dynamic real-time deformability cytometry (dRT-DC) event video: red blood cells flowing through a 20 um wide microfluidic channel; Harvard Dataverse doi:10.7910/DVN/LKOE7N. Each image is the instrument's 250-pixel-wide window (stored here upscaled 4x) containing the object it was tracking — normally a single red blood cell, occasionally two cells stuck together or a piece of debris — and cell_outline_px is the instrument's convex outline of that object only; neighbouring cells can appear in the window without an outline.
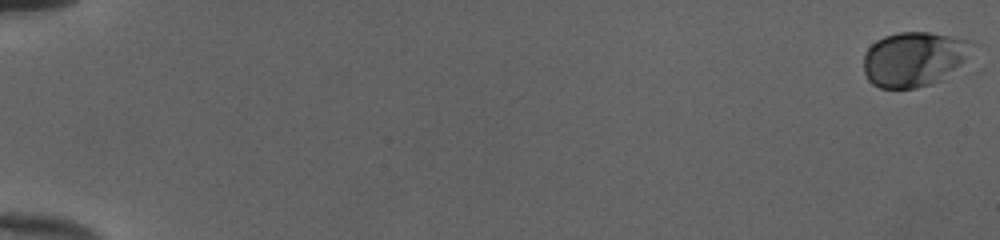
{"species": "human", "species_latin": "Homo sapiens", "temperature_condition": "cold", "stored_images_in_passage": 53, "camera_frame_rate_fps": 3000, "um_per_image_px": 0.085, "donor": {"sex": "female"}, "frame": {"image": 1, "passage_image": 1, "time_ms": 0.0, "image_size_px": [1000, 240], "cell_outline_px": [[972, 44], [964, 60], [960, 64], [932, 84], [916, 88], [880, 88], [872, 84], [868, 80], [864, 72], [864, 52], [876, 40], [884, 36], [896, 32], [928, 32], [972, 40]], "centroid_in_image_um": [77.61, 5.0], "position_along_channel_um": 7.4, "area_um2": 34.16}}
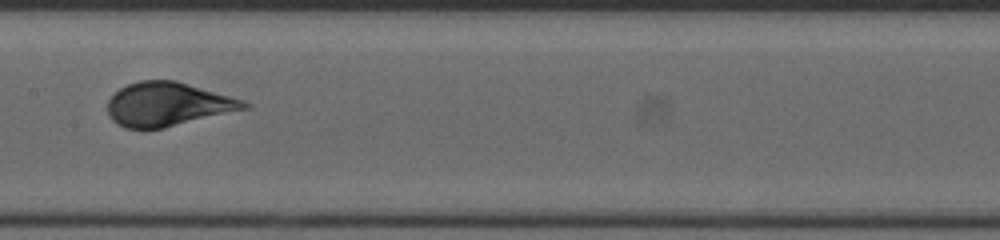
{"frame": {"image": 2, "passage_image": 30, "time_ms": 9.667, "image_size_px": [1000, 240], "cell_outline_px": [[252, 108], [164, 128], [124, 128], [116, 124], [108, 116], [108, 100], [120, 88], [128, 84], [140, 80], [176, 80], [244, 100], [252, 104]], "centroid_in_image_um": [14.3, 8.87], "position_along_channel_um": 193.1, "area_um2": 35.08}}
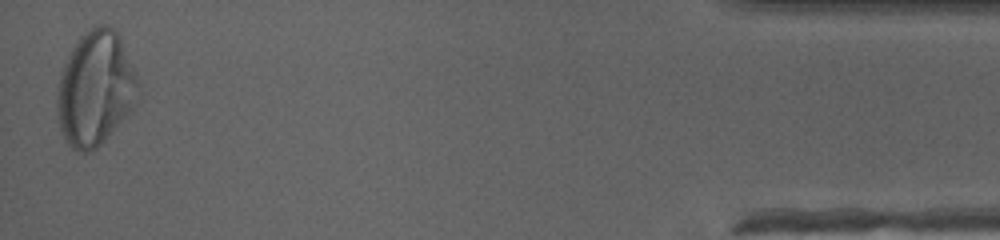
{"frame": {"image": 3, "passage_image": 53, "time_ms": 17.333, "image_size_px": [1000, 240], "cell_outline_px": [[140, 88], [132, 112], [96, 148], [88, 152], [80, 152], [72, 148], [68, 144], [60, 128], [56, 112], [56, 92], [60, 72], [76, 40], [80, 36], [96, 24], [104, 24], [112, 28], [120, 36], [136, 72]], "centroid_in_image_um": [8.11, 7.53], "position_along_channel_um": 427.1, "area_um2": 54.56}, "authors_computed_cell_mechanics": {"area_um2": 34.5066, "velocity_mm_per_s": 4.0018, "shape_relaxation_time_tau1_ms": 2.7179, "shape_relaxation_time_tau2_ms": null, "deformation_change_tau1": 0.1554, "deformation_change_tau2": null}}